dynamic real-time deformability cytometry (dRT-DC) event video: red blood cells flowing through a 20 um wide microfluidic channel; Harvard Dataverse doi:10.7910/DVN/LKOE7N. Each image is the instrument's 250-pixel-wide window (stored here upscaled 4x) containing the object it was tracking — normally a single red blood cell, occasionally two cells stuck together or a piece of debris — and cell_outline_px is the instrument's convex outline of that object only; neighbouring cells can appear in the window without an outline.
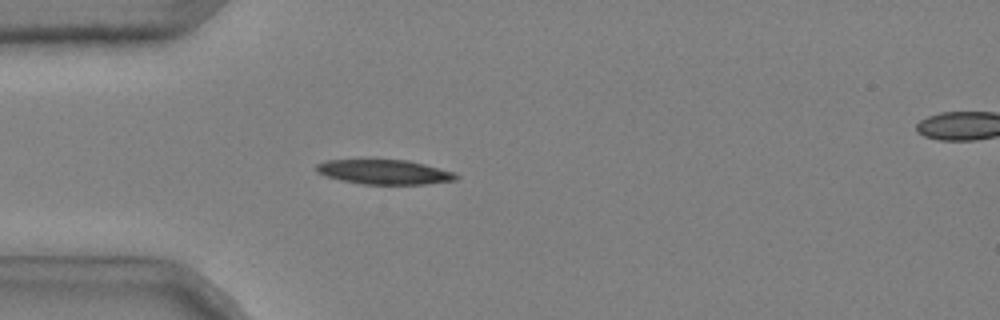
{"species": "common noctule bat (a hibernating species)", "species_latin": "Nyctalus noctula", "temperature_condition": "cold", "stored_images_in_passage": 14, "camera_frame_rate_fps": 3000, "um_per_image_px": 0.085, "animal": {"sex": "male", "body_mass_g": 20.4}, "frame": {"image": 1, "passage_image": 10, "time_ms": 3.0, "image_size_px": [1000, 320], "cell_outline_px": [[460, 176], [456, 180], [424, 184], [364, 184], [340, 180], [316, 172], [316, 164], [324, 160], [408, 160], [424, 164], [452, 172]], "centroid_in_image_um": [32.65, 14.62], "position_along_channel_um": 52.4, "area_um2": 19.83}}